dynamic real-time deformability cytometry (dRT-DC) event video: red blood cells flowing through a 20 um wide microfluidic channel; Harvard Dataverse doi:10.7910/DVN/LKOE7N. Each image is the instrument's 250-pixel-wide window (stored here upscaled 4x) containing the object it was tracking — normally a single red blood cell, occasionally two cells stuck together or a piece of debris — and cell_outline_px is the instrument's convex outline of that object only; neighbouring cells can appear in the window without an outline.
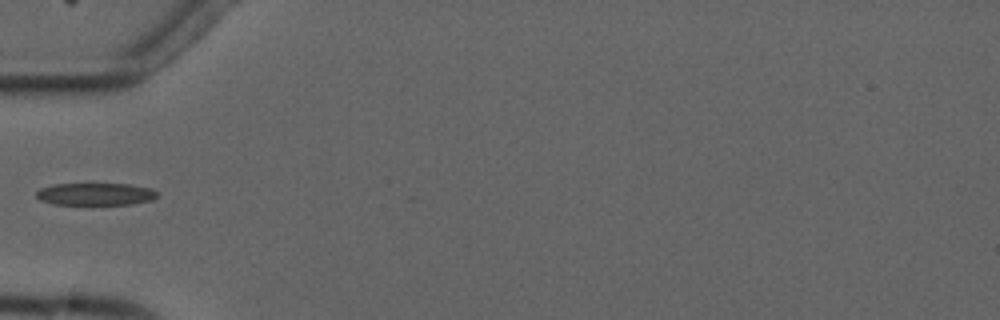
{"species": "common noctule bat (a hibernating species)", "species_latin": "Nyctalus noctula", "temperature_condition": "cold", "stored_images_in_passage": 5, "camera_frame_rate_fps": 3000, "um_per_image_px": 0.085, "animal": {"sex": "male", "forearm_length_mm": 52.5}, "frame": {"image": 1, "passage_image": 5, "time_ms": 4.333, "image_size_px": [1000, 320], "cell_outline_px": [[160, 192], [152, 200], [132, 204], [52, 204], [40, 200], [36, 196], [36, 192], [40, 188], [52, 184], [128, 184], [152, 188]], "centroid_in_image_um": [8.13, 16.49], "position_along_channel_um": 76.9, "area_um2": 15.78}}